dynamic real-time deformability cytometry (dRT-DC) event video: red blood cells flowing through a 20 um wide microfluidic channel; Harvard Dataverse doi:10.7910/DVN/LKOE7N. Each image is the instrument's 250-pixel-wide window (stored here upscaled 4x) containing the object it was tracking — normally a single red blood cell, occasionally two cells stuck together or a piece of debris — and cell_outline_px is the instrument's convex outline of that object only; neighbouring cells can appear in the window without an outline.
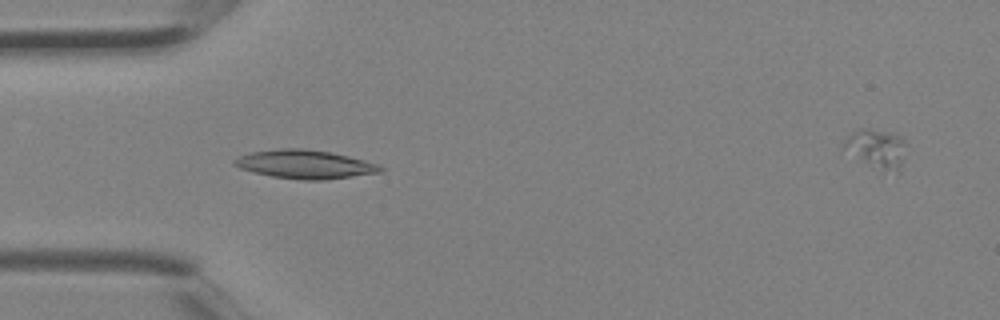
{"species": "Egyptian fruit bat (a non-hibernating species)", "species_latin": "Rousettus aegyptiacus", "temperature_condition": "room temperature", "stored_images_in_passage": 5, "segment_of_instrument_passage": [1, 2], "camera_frame_rate_fps": 3000, "um_per_image_px": 0.085, "animal": {"sex": "female"}, "frame": {"image": 1, "passage_image": 4, "time_ms": 1.0, "image_size_px": [1000, 320], "cell_outline_px": [[384, 172], [324, 180], [300, 180], [272, 176], [240, 168], [232, 164], [232, 160], [240, 156], [252, 152], [280, 148], [304, 148], [328, 152], [348, 156], [380, 164], [384, 168]], "centroid_in_image_um": [25.96, 13.97], "position_along_channel_um": 59.0, "area_um2": 24.33}}